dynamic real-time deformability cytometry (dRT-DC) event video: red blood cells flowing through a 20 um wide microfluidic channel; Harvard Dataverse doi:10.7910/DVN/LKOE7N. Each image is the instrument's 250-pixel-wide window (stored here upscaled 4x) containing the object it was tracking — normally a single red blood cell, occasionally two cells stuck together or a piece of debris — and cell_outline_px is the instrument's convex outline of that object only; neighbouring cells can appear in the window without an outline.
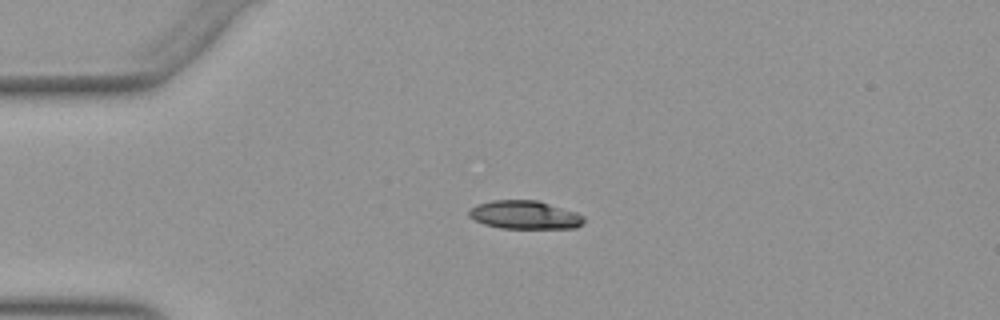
{"species": "Egyptian fruit bat (a non-hibernating species)", "species_latin": "Rousettus aegyptiacus", "temperature_condition": "warm", "stored_images_in_passage": 19, "camera_frame_rate_fps": 3000, "um_per_image_px": 0.085, "animal": {"sex": "female"}, "frame": {"image": 1, "passage_image": 2, "time_ms": 0.333, "image_size_px": [1000, 320], "cell_outline_px": [[584, 220], [576, 228], [500, 228], [484, 224], [472, 220], [468, 216], [468, 208], [476, 204], [492, 200], [536, 200], [576, 212], [584, 216]], "centroid_in_image_um": [44.53, 18.26], "position_along_channel_um": 40.5, "area_um2": 19.07}}
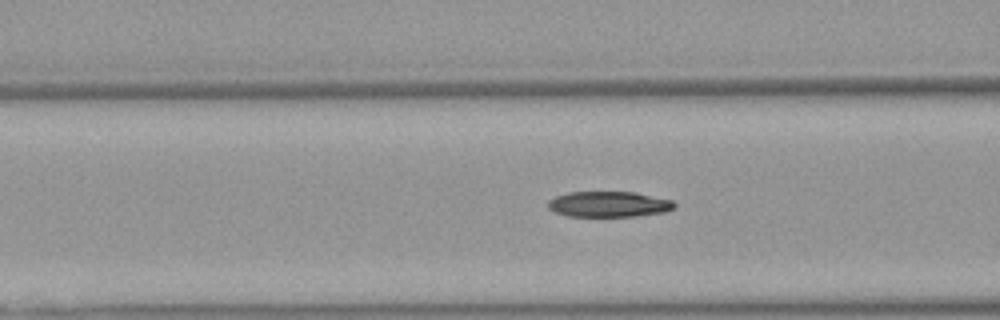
{"frame": {"image": 2, "passage_image": 10, "time_ms": 3.0, "image_size_px": [1000, 320], "cell_outline_px": [[676, 208], [664, 212], [636, 216], [568, 216], [556, 212], [548, 208], [548, 200], [556, 196], [568, 192], [636, 192], [672, 200], [676, 204]], "centroid_in_image_um": [51.77, 17.35], "position_along_channel_um": 114.8, "area_um2": 18.9}}
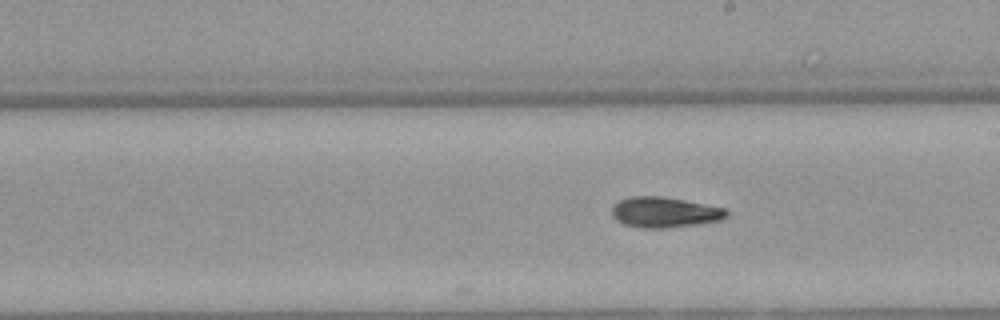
{"frame": {"image": 3, "passage_image": 19, "time_ms": 6.0, "image_size_px": [1000, 320], "cell_outline_px": [[728, 216], [720, 220], [700, 224], [668, 228], [640, 228], [624, 224], [616, 220], [612, 216], [612, 204], [620, 200], [632, 196], [660, 196], [684, 200], [724, 208], [728, 212]], "centroid_in_image_um": [56.46, 18.05], "position_along_channel_um": 232.5, "area_um2": 20.46}}